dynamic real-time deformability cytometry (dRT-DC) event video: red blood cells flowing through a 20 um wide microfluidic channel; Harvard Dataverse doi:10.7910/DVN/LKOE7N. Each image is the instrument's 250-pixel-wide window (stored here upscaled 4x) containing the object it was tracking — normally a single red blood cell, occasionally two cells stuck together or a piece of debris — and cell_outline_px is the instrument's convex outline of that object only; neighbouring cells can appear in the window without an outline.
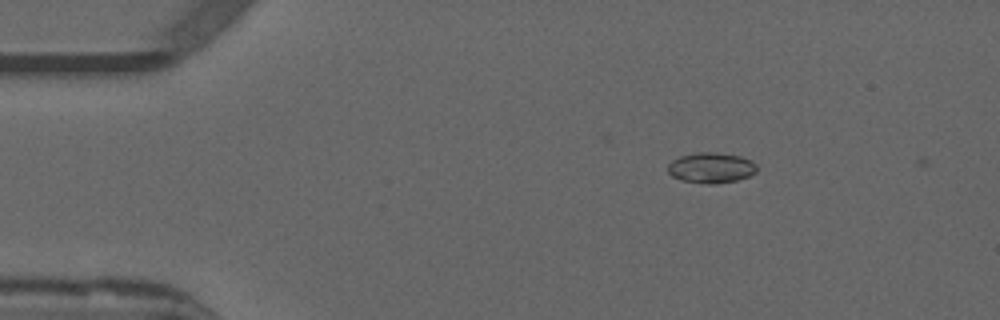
{"species": "common noctule bat (a hibernating species)", "species_latin": "Nyctalus noctula", "temperature_condition": "warm", "stored_images_in_passage": 10, "camera_frame_rate_fps": 3000, "um_per_image_px": 0.085, "animal": {"sex": "male", "forearm_length_mm": 52.5}, "frame": {"image": 1, "passage_image": 3, "time_ms": 0.667, "image_size_px": [1000, 320], "cell_outline_px": [[756, 172], [748, 176], [736, 180], [716, 184], [708, 184], [680, 180], [672, 176], [668, 172], [668, 164], [672, 160], [680, 156], [700, 152], [712, 152], [740, 156], [752, 160], [756, 164]], "centroid_in_image_um": [60.43, 14.26], "position_along_channel_um": 24.6, "area_um2": 15.78}}